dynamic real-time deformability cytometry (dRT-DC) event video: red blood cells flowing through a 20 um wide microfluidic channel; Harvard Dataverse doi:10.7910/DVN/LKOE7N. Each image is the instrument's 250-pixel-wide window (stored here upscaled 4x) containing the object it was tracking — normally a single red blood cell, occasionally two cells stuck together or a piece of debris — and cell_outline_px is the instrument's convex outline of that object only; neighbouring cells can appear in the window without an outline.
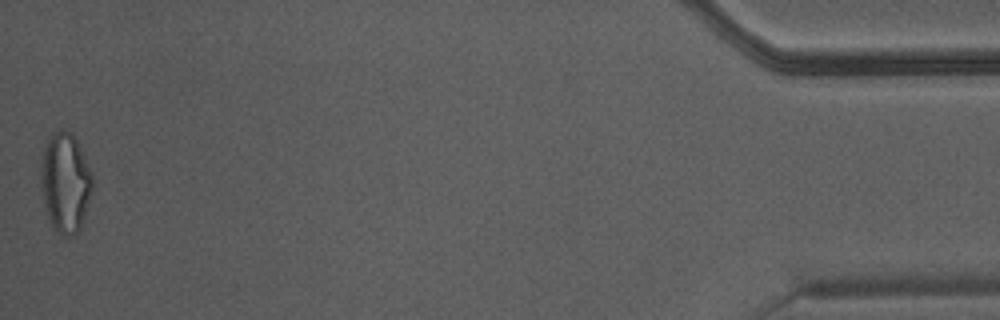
{"species": "Egyptian fruit bat (a non-hibernating species)", "species_latin": "Rousettus aegyptiacus", "temperature_condition": "warm", "stored_images_in_passage": 36, "camera_frame_rate_fps": 3000, "um_per_image_px": 0.085, "animal": {"sex": "male"}, "frame": {"image": 1, "passage_image": 36, "time_ms": 11.667, "image_size_px": [1000, 320], "cell_outline_px": [[92, 188], [80, 228], [72, 236], [64, 236], [56, 232], [48, 220], [40, 188], [40, 172], [44, 152], [48, 140], [52, 132], [60, 128], [72, 132], [92, 172]], "centroid_in_image_um": [5.53, 15.52], "position_along_channel_um": 429.7, "area_um2": 29.88}}